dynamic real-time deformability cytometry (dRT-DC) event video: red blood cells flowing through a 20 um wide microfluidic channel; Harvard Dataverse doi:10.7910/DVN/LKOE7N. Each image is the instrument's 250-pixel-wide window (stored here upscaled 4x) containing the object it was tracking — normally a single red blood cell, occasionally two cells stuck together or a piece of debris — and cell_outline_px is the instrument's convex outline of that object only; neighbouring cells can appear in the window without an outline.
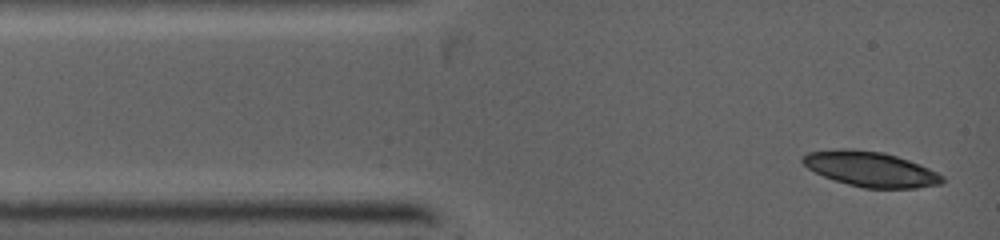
{"species": "common noctule bat (a hibernating species)", "species_latin": "Nyctalus noctula", "temperature_condition": "warm", "stored_images_in_passage": 3, "camera_frame_rate_fps": 5000, "um_per_image_px": 0.085, "animal": {"sex": "female", "body_mass_g": 19.0, "forearm_length_mm": 53.3}, "frame": {"image": 1, "passage_image": 1, "time_ms": 0.0, "image_size_px": [1000, 240], "cell_outline_px": [[944, 180], [940, 184], [916, 188], [864, 188], [848, 184], [824, 176], [808, 168], [800, 160], [808, 152], [844, 148], [880, 152], [896, 156], [908, 160], [928, 168], [944, 176]], "centroid_in_image_um": [74.0, 14.38], "position_along_channel_um": 11.0, "area_um2": 28.09}}